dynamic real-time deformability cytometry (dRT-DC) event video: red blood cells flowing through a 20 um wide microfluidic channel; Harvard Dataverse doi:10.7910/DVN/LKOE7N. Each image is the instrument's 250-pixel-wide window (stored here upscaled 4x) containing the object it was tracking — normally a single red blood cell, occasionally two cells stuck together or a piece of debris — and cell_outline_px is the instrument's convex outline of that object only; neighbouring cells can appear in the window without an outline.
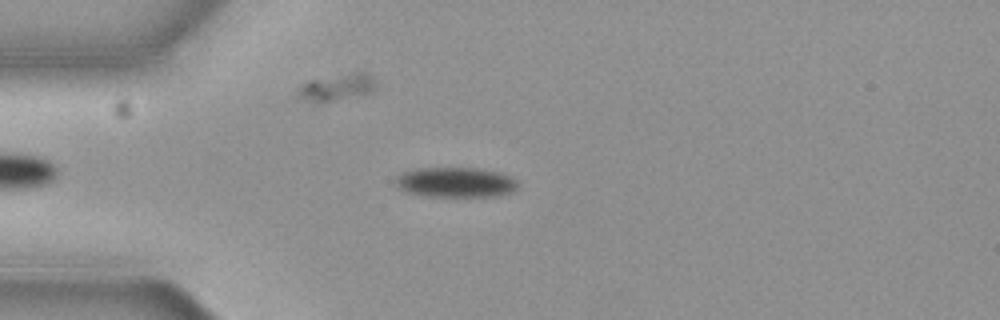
{"species": "common noctule bat (a hibernating species)", "species_latin": "Nyctalus noctula", "temperature_condition": "cold", "stored_images_in_passage": 53, "camera_frame_rate_fps": 3000, "um_per_image_px": 0.085, "animal": {"sex": "female", "body_mass_g": 19.3, "forearm_length_mm": 54.1}, "frame": {"image": 1, "passage_image": 11, "time_ms": 3.333, "image_size_px": [1000, 320], "cell_outline_px": [[516, 188], [512, 192], [496, 196], [428, 196], [408, 192], [400, 188], [396, 184], [396, 176], [404, 172], [420, 168], [476, 168], [496, 172], [508, 176], [516, 180]], "centroid_in_image_um": [38.72, 15.5], "position_along_channel_um": 46.3, "area_um2": 20.98}}
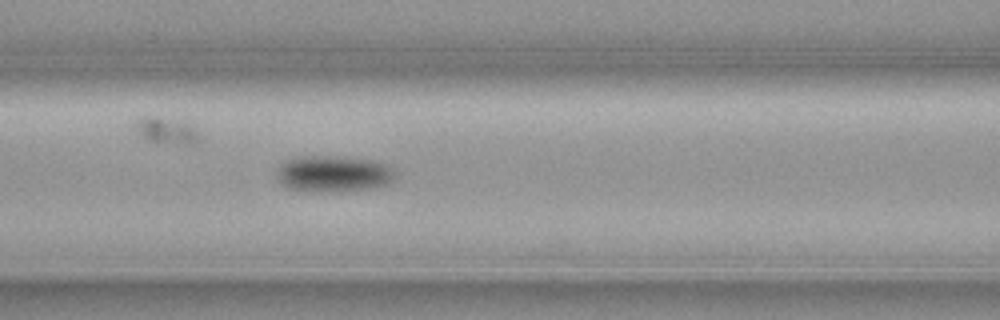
{"frame": {"image": 2, "passage_image": 20, "time_ms": 6.333, "image_size_px": [1000, 320], "cell_outline_px": [[396, 176], [388, 184], [368, 188], [320, 192], [288, 188], [276, 176], [276, 168], [284, 160], [300, 156], [336, 156], [372, 160], [384, 164], [392, 168], [396, 172]], "centroid_in_image_um": [28.31, 14.75], "position_along_channel_um": 138.3, "area_um2": 24.91}}
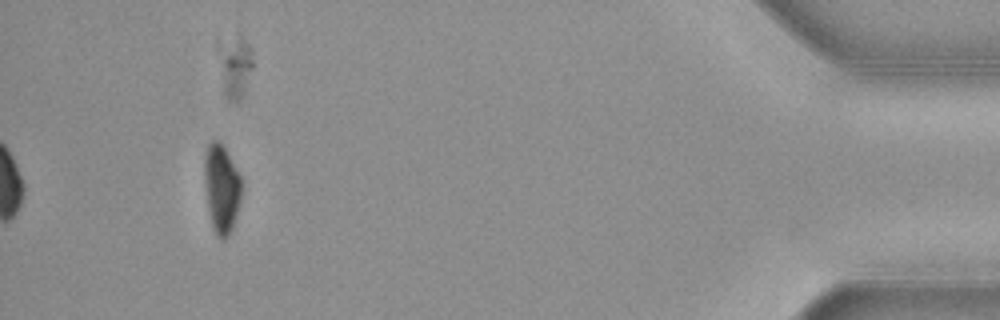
{"frame": {"image": 3, "passage_image": 49, "time_ms": 16.0, "image_size_px": [1000, 320], "cell_outline_px": [[240, 200], [232, 228], [228, 236], [224, 240], [220, 240], [216, 236], [212, 228], [208, 208], [204, 176], [204, 156], [208, 144], [212, 140], [220, 140], [240, 176]], "centroid_in_image_um": [18.8, 16.04], "position_along_channel_um": 416.4, "area_um2": 18.96}, "authors_computed_cell_mechanics": {"area_um2": 21.675, "velocity_mm_per_s": 3.6395, "shape_relaxation_time_tau1_ms": 3.183, "shape_relaxation_time_tau2_ms": null, "deformation_change_tau1": 0.1061, "deformation_change_tau2": null}}